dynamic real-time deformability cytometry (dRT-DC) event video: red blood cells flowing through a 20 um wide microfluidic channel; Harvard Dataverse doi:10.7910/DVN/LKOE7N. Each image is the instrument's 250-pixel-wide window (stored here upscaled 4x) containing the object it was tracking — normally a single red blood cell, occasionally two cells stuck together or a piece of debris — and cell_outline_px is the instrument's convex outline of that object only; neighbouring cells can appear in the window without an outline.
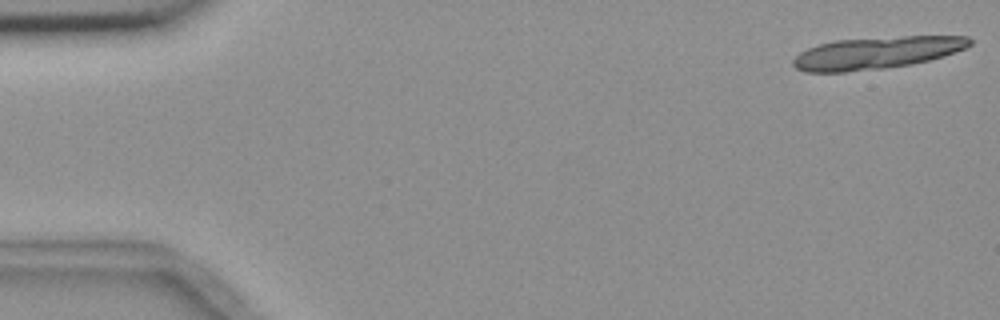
{"species": "common noctule bat (a hibernating species)", "species_latin": "Nyctalus noctula", "temperature_condition": "room temperature", "stored_images_in_passage": 8, "segment_of_instrument_passage": [1, 2], "camera_frame_rate_fps": 3000, "um_per_image_px": 0.085, "animal": {"sex": "female", "body_mass_g": 18.4}, "frame": {"image": 1, "passage_image": 1, "time_ms": 0.0, "image_size_px": [1000, 320], "cell_outline_px": [[972, 44], [964, 48], [944, 56], [912, 64], [884, 68], [844, 72], [804, 72], [796, 68], [792, 64], [792, 60], [800, 52], [808, 48], [820, 44], [836, 40], [904, 36], [968, 36], [972, 40]], "centroid_in_image_um": [74.5, 4.49], "position_along_channel_um": 10.5, "area_um2": 33.0}}